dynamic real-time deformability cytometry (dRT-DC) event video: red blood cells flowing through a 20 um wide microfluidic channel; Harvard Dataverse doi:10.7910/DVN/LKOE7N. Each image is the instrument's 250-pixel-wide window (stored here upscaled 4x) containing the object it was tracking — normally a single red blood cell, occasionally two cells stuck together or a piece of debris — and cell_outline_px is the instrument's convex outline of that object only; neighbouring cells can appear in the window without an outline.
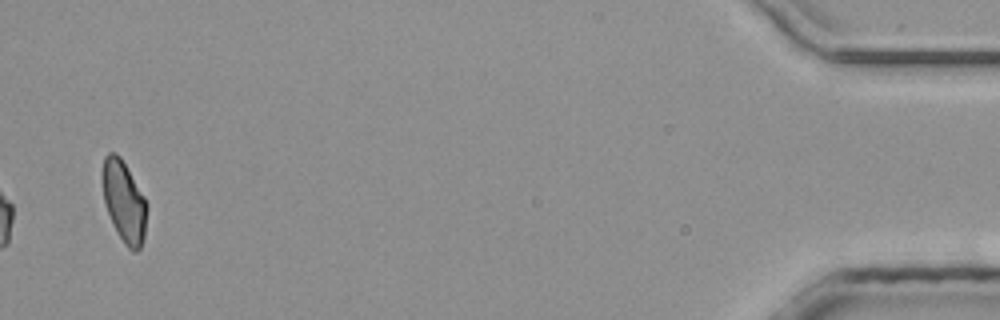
{"species": "common noctule bat (a hibernating species)", "species_latin": "Nyctalus noctula", "temperature_condition": "room temperature", "stored_images_in_passage": 32, "camera_frame_rate_fps": 3000, "um_per_image_px": 0.085, "animal": {"sex": "male", "body_mass_g": 20.4}, "frame": {"image": 1, "passage_image": 32, "time_ms": 10.333, "image_size_px": [1000, 320], "cell_outline_px": [[148, 208], [144, 236], [140, 248], [136, 252], [132, 252], [124, 244], [108, 212], [104, 200], [100, 180], [100, 172], [104, 156], [108, 152], [116, 152], [120, 156], [144, 196], [148, 204]], "centroid_in_image_um": [10.52, 17.08], "position_along_channel_um": 424.7, "area_um2": 21.33}}